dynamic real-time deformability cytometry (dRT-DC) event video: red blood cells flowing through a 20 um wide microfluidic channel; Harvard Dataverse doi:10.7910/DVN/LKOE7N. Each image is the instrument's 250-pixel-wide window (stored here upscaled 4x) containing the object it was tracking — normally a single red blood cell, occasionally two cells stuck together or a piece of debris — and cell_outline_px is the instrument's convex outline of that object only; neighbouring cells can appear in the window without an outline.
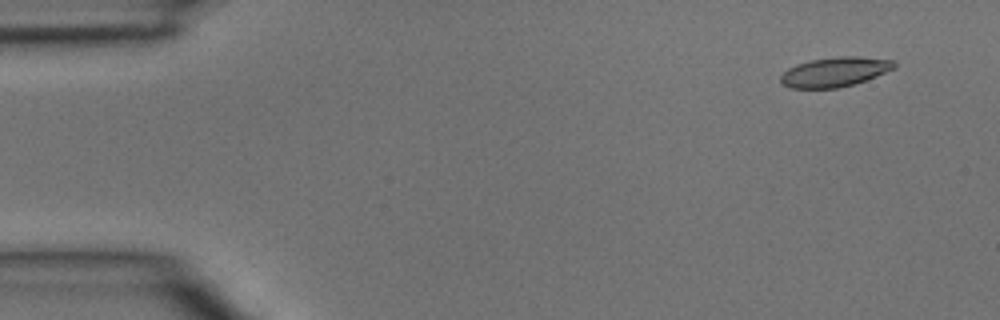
{"species": "common noctule bat (a hibernating species)", "species_latin": "Nyctalus noctula", "temperature_condition": "room temperature", "stored_images_in_passage": 5, "camera_frame_rate_fps": 3000, "um_per_image_px": 0.085, "animal": {"sex": "male", "body_mass_g": 15.6}, "frame": {"image": 1, "passage_image": 1, "time_ms": 0.0, "image_size_px": [1000, 320], "cell_outline_px": [[896, 68], [876, 76], [852, 84], [836, 88], [788, 88], [780, 80], [780, 76], [788, 68], [796, 64], [812, 60], [840, 56], [856, 56], [892, 60], [896, 64]], "centroid_in_image_um": [70.95, 6.11], "position_along_channel_um": 14.1, "area_um2": 19.36}}